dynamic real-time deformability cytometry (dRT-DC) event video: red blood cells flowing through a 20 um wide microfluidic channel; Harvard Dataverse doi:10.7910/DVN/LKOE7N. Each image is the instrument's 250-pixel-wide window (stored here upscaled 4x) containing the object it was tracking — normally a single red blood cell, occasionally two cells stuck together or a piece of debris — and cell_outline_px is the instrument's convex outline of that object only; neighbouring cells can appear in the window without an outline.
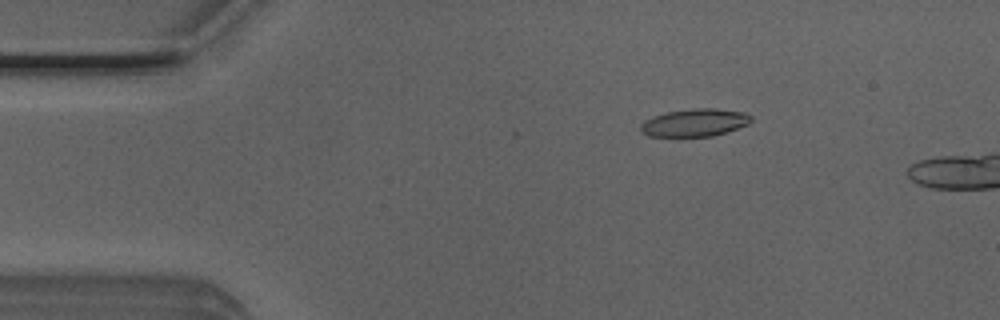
{"species": "Egyptian fruit bat (a non-hibernating species)", "species_latin": "Rousettus aegyptiacus", "temperature_condition": "room temperature", "stored_images_in_passage": 43, "camera_frame_rate_fps": 3000, "um_per_image_px": 0.085, "animal": {"sex": "male"}, "frame": {"image": 1, "passage_image": 5, "time_ms": 1.333, "image_size_px": [1000, 320], "cell_outline_px": [[752, 120], [748, 124], [712, 136], [648, 136], [640, 132], [640, 124], [644, 120], [652, 116], [664, 112], [692, 108], [716, 108], [744, 112], [752, 116]], "centroid_in_image_um": [59.0, 10.41], "position_along_channel_um": 26.0, "area_um2": 17.92}}
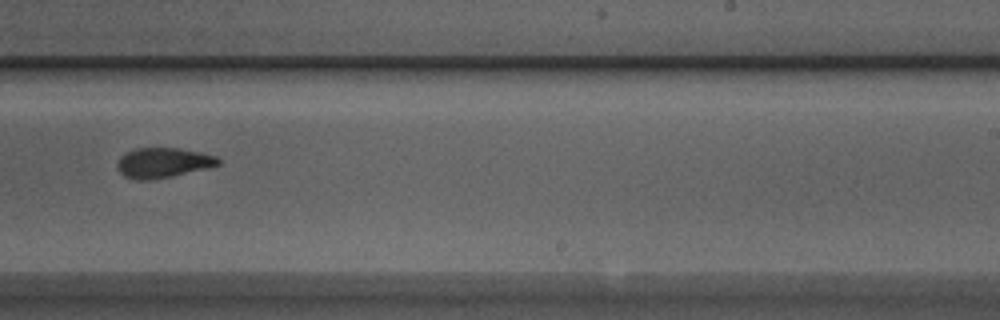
{"frame": {"image": 2, "passage_image": 28, "time_ms": 9.0, "image_size_px": [1000, 320], "cell_outline_px": [[220, 164], [172, 176], [152, 180], [136, 180], [124, 176], [120, 172], [116, 164], [120, 156], [124, 152], [136, 148], [180, 148], [200, 152], [216, 156], [220, 160]], "centroid_in_image_um": [13.81, 13.82], "position_along_channel_um": 275.2, "area_um2": 17.63}}
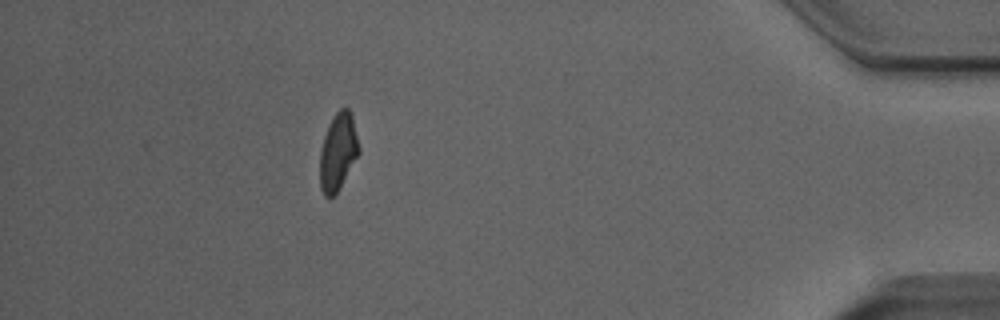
{"frame": {"image": 3, "passage_image": 42, "time_ms": 13.667, "image_size_px": [1000, 320], "cell_outline_px": [[360, 152], [340, 188], [332, 196], [324, 196], [320, 188], [320, 152], [324, 136], [336, 112], [340, 108], [348, 108], [352, 116], [360, 148]], "centroid_in_image_um": [28.74, 12.92], "position_along_channel_um": 406.5, "area_um2": 17.34}}